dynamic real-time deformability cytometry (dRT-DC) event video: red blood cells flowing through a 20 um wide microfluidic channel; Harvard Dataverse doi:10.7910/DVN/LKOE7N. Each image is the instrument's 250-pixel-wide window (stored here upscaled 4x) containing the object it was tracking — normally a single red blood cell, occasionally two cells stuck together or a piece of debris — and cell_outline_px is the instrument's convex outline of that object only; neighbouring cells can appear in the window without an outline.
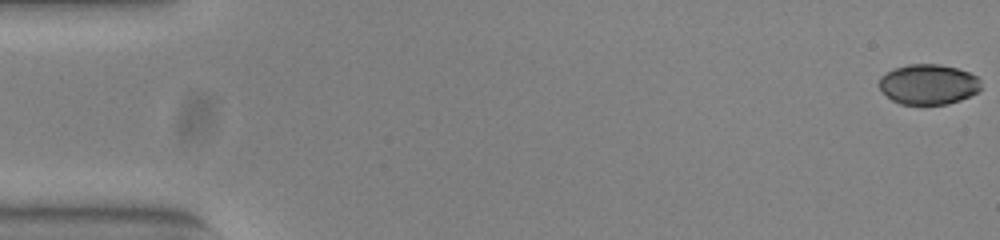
{"species": "common noctule bat (a hibernating species)", "species_latin": "Nyctalus noctula", "temperature_condition": "warm", "stored_images_in_passage": 54, "camera_frame_rate_fps": 3000, "um_per_image_px": 0.085, "animal": {"sex": "female", "body_mass_g": 23.0, "forearm_length_mm": 53.4}, "frame": {"image": 1, "passage_image": 1, "time_ms": 0.0, "image_size_px": [1000, 240], "cell_outline_px": [[980, 88], [976, 92], [960, 100], [948, 104], [900, 104], [892, 100], [880, 88], [880, 76], [896, 68], [908, 64], [940, 64], [956, 68], [968, 72], [976, 76], [980, 80]], "centroid_in_image_um": [78.92, 7.17], "position_along_channel_um": 6.1, "area_um2": 23.58}}
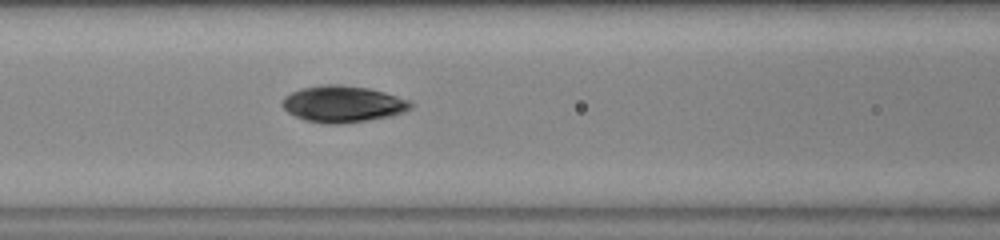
{"frame": {"image": 2, "passage_image": 23, "time_ms": 7.333, "image_size_px": [1000, 240], "cell_outline_px": [[412, 108], [404, 112], [388, 116], [364, 120], [336, 124], [328, 124], [304, 120], [288, 112], [280, 104], [284, 96], [300, 88], [324, 84], [340, 84], [368, 88], [384, 92], [408, 100], [412, 104]], "centroid_in_image_um": [29.09, 8.83], "position_along_channel_um": 137.5, "area_um2": 27.11}}
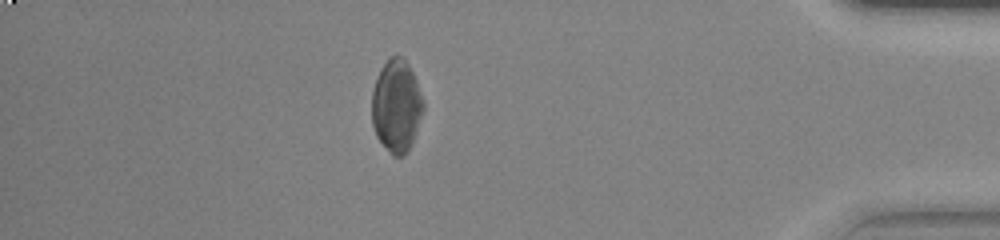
{"frame": {"image": 3, "passage_image": 47, "time_ms": 15.333, "image_size_px": [1000, 240], "cell_outline_px": [[424, 108], [408, 152], [404, 156], [392, 156], [376, 136], [372, 124], [372, 92], [380, 68], [396, 52], [404, 56], [416, 80], [424, 100]], "centroid_in_image_um": [33.7, 8.98], "position_along_channel_um": 401.5, "area_um2": 27.86}, "authors_computed_cell_mechanics": {"area_um2": 26.9059, "velocity_mm_per_s": 3.8538, "shape_relaxation_time_tau1_ms": 3.4905, "shape_relaxation_time_tau2_ms": 2.7963, "deformation_change_tau1": 0.1215, "deformation_change_tau2": 0.055}}